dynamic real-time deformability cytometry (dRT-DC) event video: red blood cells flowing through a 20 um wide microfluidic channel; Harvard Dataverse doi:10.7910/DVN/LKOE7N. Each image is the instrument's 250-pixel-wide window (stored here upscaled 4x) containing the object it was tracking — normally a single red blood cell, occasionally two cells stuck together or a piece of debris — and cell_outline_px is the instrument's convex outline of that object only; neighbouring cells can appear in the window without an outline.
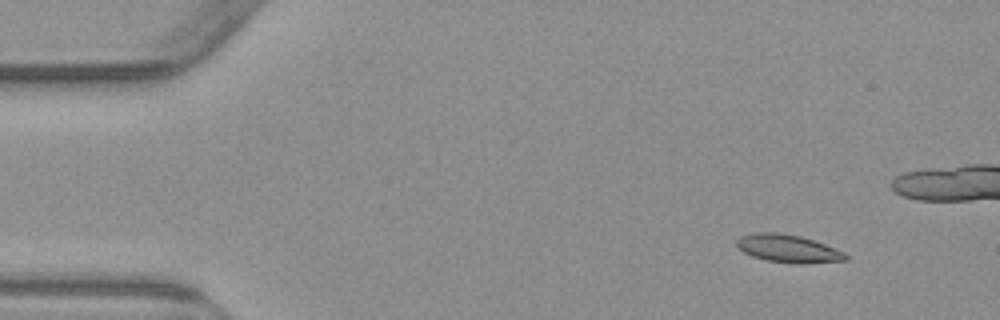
{"species": "common noctule bat (a hibernating species)", "species_latin": "Nyctalus noctula", "temperature_condition": "warm", "stored_images_in_passage": 6, "segment_of_instrument_passage": [1, 2], "camera_frame_rate_fps": 3000, "um_per_image_px": 0.085, "animal": {"sex": "male", "body_mass_g": 23.1, "forearm_length_mm": 52.7}, "frame": {"image": 1, "passage_image": 1, "time_ms": 0.0, "image_size_px": [1000, 320], "cell_outline_px": [[848, 260], [804, 264], [796, 264], [768, 260], [752, 256], [744, 252], [736, 244], [736, 240], [740, 236], [756, 232], [776, 232], [800, 236], [824, 244], [844, 252], [848, 256]], "centroid_in_image_um": [66.99, 21.13], "position_along_channel_um": 18.0, "area_um2": 17.57}}
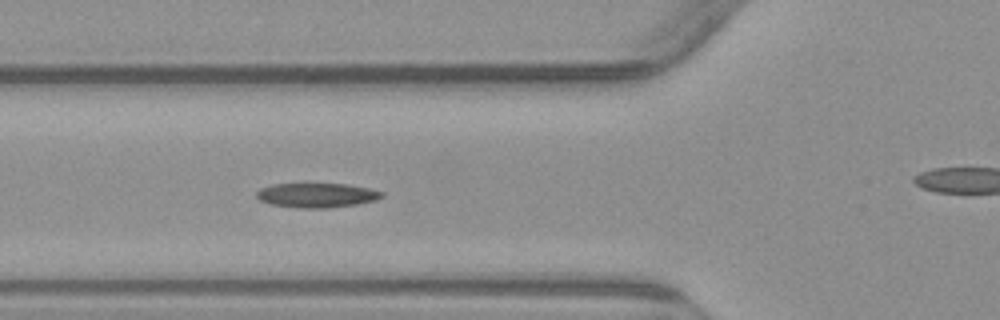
{"frame": {"image": 2, "passage_image": 5, "time_ms": 4.667, "image_size_px": [1000, 320], "cell_outline_px": [[384, 196], [376, 200], [356, 204], [328, 208], [300, 208], [272, 204], [260, 200], [256, 196], [256, 192], [260, 188], [272, 184], [304, 180], [348, 184], [368, 188], [384, 192]], "centroid_in_image_um": [26.89, 16.53], "position_along_channel_um": 98.9, "area_um2": 18.9}}